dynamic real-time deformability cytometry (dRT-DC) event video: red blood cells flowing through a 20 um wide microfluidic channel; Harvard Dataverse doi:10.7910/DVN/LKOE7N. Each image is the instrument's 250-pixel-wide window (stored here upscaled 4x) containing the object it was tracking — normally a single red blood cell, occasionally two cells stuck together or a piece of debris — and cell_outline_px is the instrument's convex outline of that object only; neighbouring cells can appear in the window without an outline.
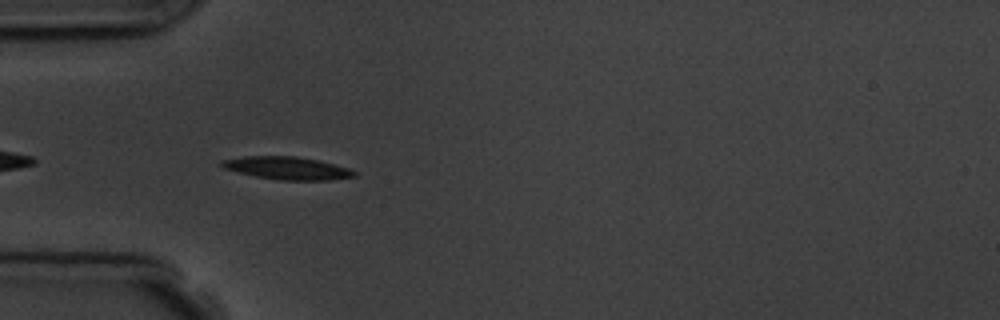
{"species": "common noctule bat (a hibernating species)", "species_latin": "Nyctalus noctula", "temperature_condition": "room temperature", "stored_images_in_passage": 11, "camera_frame_rate_fps": 3000, "um_per_image_px": 0.085, "animal": {"sex": "male", "body_mass_g": 19.5, "forearm_length_mm": 54.6}, "frame": {"image": 1, "passage_image": 5, "time_ms": 5.0, "image_size_px": [1000, 320], "cell_outline_px": [[356, 176], [328, 180], [280, 180], [256, 176], [224, 168], [220, 164], [220, 160], [244, 156], [296, 156], [320, 160], [348, 168], [356, 172]], "centroid_in_image_um": [24.42, 14.28], "position_along_channel_um": 60.6, "area_um2": 17.46}}
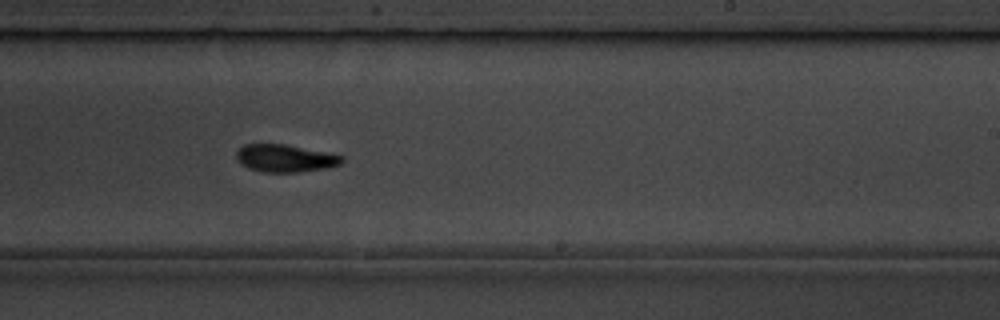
{"frame": {"image": 2, "passage_image": 10, "time_ms": 10.667, "image_size_px": [1000, 320], "cell_outline_px": [[344, 160], [340, 164], [324, 168], [296, 172], [260, 172], [248, 168], [236, 160], [236, 152], [244, 144], [284, 144], [344, 156]], "centroid_in_image_um": [24.19, 13.45], "position_along_channel_um": 264.8, "area_um2": 16.76}}